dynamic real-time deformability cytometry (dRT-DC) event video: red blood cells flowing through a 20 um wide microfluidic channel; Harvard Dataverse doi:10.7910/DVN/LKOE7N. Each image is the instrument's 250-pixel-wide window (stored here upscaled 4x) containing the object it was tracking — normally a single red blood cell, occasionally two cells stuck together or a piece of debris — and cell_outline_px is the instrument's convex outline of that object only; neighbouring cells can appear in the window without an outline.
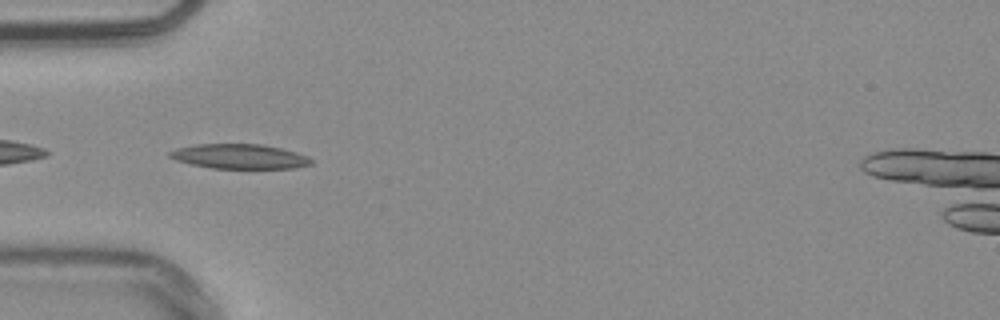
{"species": "common noctule bat (a hibernating species)", "species_latin": "Nyctalus noctula", "temperature_condition": "warm", "stored_images_in_passage": 34, "camera_frame_rate_fps": 3000, "um_per_image_px": 0.085, "animal": {"sex": "male", "body_mass_g": 20.4}, "frame": {"image": 1, "passage_image": 1, "time_ms": 0.0, "image_size_px": [1000, 320], "cell_outline_px": [[312, 164], [296, 168], [212, 168], [192, 164], [176, 160], [168, 156], [168, 152], [176, 148], [196, 144], [260, 144], [280, 148], [296, 152], [308, 156], [312, 160]], "centroid_in_image_um": [20.36, 13.29], "position_along_channel_um": 64.6, "area_um2": 20.29}, "authors_computed_cell_mechanics": {"area_um2": 19.2763, "velocity_mm_per_s": 3.8202, "shape_relaxation_time_tau1_ms": 11.1847, "shape_relaxation_time_tau2_ms": null, "deformation_change_tau1": 0.2346, "deformation_change_tau2": null}}